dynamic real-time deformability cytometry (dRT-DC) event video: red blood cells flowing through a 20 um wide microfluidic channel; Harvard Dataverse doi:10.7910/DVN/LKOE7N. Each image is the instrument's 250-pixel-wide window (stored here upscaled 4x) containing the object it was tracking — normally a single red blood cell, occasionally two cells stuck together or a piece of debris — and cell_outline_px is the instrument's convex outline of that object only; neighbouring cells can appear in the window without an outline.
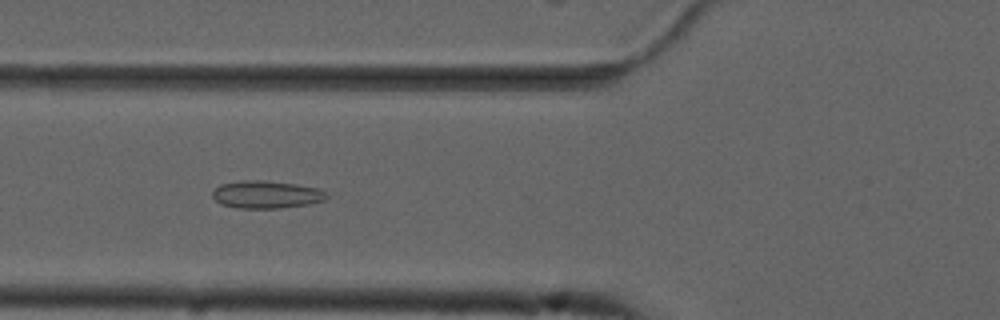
{"species": "common noctule bat (a hibernating species)", "species_latin": "Nyctalus noctula", "temperature_condition": "cold", "stored_images_in_passage": 16, "camera_frame_rate_fps": 3000, "um_per_image_px": 0.085, "animal": {"sex": "male", "forearm_length_mm": 52.5}, "frame": {"image": 1, "passage_image": 7, "time_ms": 2.0, "image_size_px": [1000, 320], "cell_outline_px": [[328, 196], [324, 200], [308, 204], [280, 208], [236, 208], [220, 204], [212, 196], [212, 192], [220, 184], [244, 180], [264, 180], [296, 184], [320, 188]], "centroid_in_image_um": [22.62, 16.53], "position_along_channel_um": 103.2, "area_um2": 18.38}}
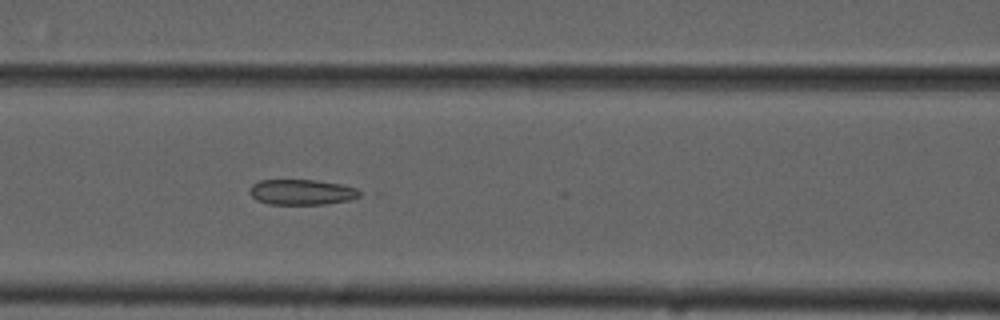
{"frame": {"image": 2, "passage_image": 10, "time_ms": 3.0, "image_size_px": [1000, 320], "cell_outline_px": [[364, 192], [360, 196], [348, 200], [324, 204], [268, 204], [256, 200], [248, 192], [252, 184], [260, 180], [316, 180], [340, 184], [356, 188]], "centroid_in_image_um": [25.64, 16.33], "position_along_channel_um": 141.0, "area_um2": 16.36}}
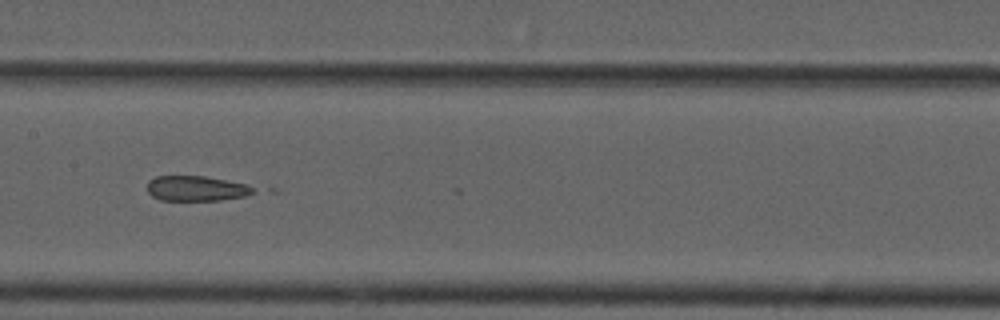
{"frame": {"image": 3, "passage_image": 14, "time_ms": 4.333, "image_size_px": [1000, 320], "cell_outline_px": [[256, 192], [244, 196], [220, 200], [160, 200], [152, 196], [148, 192], [148, 180], [156, 176], [204, 176], [248, 184], [256, 188]], "centroid_in_image_um": [16.7, 16.01], "position_along_channel_um": 190.7, "area_um2": 15.61}}